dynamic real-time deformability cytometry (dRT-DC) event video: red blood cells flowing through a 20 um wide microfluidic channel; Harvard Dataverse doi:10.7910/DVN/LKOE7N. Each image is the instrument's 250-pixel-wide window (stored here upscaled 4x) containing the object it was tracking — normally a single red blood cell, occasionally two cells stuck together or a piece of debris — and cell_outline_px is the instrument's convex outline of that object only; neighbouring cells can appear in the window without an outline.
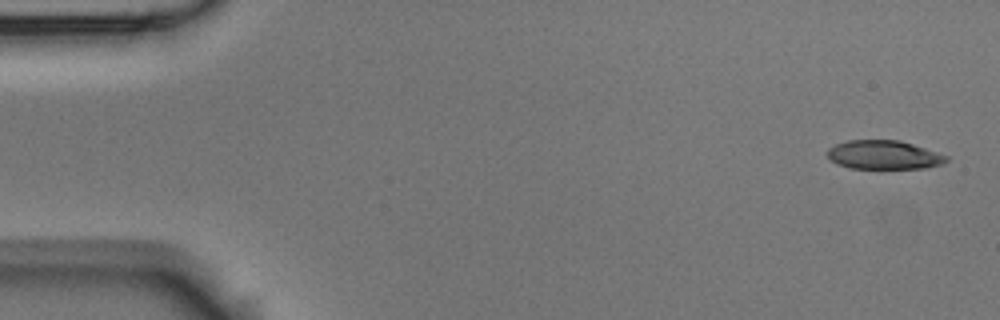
{"species": "Egyptian fruit bat (a non-hibernating species)", "species_latin": "Rousettus aegyptiacus", "temperature_condition": "room temperature", "stored_images_in_passage": 5, "camera_frame_rate_fps": 3000, "um_per_image_px": 0.085, "animal": {"sex": "male"}, "frame": {"image": 1, "passage_image": 1, "time_ms": 0.0, "image_size_px": [1000, 320], "cell_outline_px": [[948, 160], [940, 164], [928, 168], [848, 168], [836, 164], [828, 156], [828, 148], [836, 144], [848, 140], [900, 140], [948, 156]], "centroid_in_image_um": [75.1, 13.16], "position_along_channel_um": 9.9, "area_um2": 19.83}}
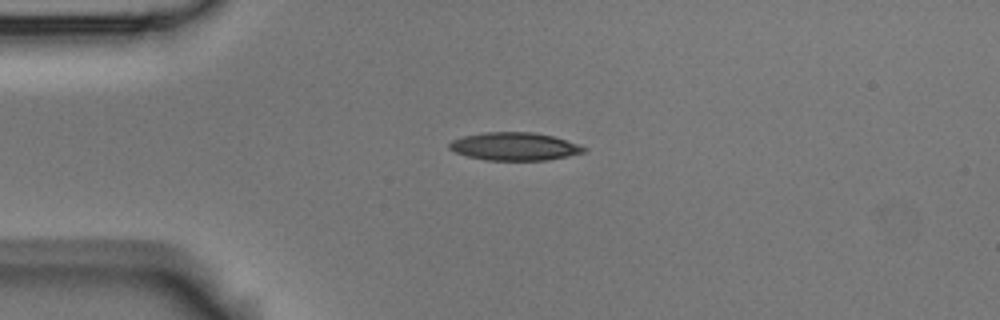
{"frame": {"image": 2, "passage_image": 4, "time_ms": 1.0, "image_size_px": [1000, 320], "cell_outline_px": [[588, 152], [548, 160], [484, 160], [468, 156], [456, 152], [448, 148], [448, 144], [452, 140], [464, 136], [484, 132], [532, 132], [552, 136], [580, 144], [588, 148]], "centroid_in_image_um": [43.78, 12.45], "position_along_channel_um": 41.2, "area_um2": 22.02}}